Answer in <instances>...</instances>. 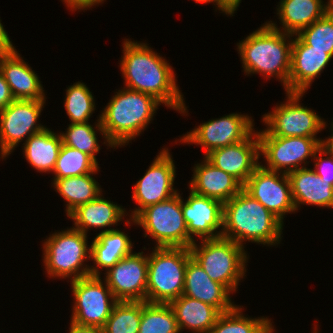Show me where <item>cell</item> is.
Segmentation results:
<instances>
[{"instance_id":"e575fe53","label":"cell","mask_w":333,"mask_h":333,"mask_svg":"<svg viewBox=\"0 0 333 333\" xmlns=\"http://www.w3.org/2000/svg\"><path fill=\"white\" fill-rule=\"evenodd\" d=\"M142 301H118L102 328L103 333H138Z\"/></svg>"},{"instance_id":"ac0fdd59","label":"cell","mask_w":333,"mask_h":333,"mask_svg":"<svg viewBox=\"0 0 333 333\" xmlns=\"http://www.w3.org/2000/svg\"><path fill=\"white\" fill-rule=\"evenodd\" d=\"M205 158L244 185L260 166V143L255 130L246 140L215 149Z\"/></svg>"},{"instance_id":"60d3db41","label":"cell","mask_w":333,"mask_h":333,"mask_svg":"<svg viewBox=\"0 0 333 333\" xmlns=\"http://www.w3.org/2000/svg\"><path fill=\"white\" fill-rule=\"evenodd\" d=\"M242 0H215V11H219V13H224V15H227L232 17L233 14L237 11L240 3ZM221 11V12H220Z\"/></svg>"},{"instance_id":"44dd1931","label":"cell","mask_w":333,"mask_h":333,"mask_svg":"<svg viewBox=\"0 0 333 333\" xmlns=\"http://www.w3.org/2000/svg\"><path fill=\"white\" fill-rule=\"evenodd\" d=\"M0 72L4 75L15 99L46 101V93L39 75L17 50L0 57Z\"/></svg>"},{"instance_id":"5bb4252c","label":"cell","mask_w":333,"mask_h":333,"mask_svg":"<svg viewBox=\"0 0 333 333\" xmlns=\"http://www.w3.org/2000/svg\"><path fill=\"white\" fill-rule=\"evenodd\" d=\"M160 150L144 176L133 185L131 196L138 207L129 210V219L145 207L165 201L179 192L174 187L177 170L173 156L167 147Z\"/></svg>"},{"instance_id":"f546056e","label":"cell","mask_w":333,"mask_h":333,"mask_svg":"<svg viewBox=\"0 0 333 333\" xmlns=\"http://www.w3.org/2000/svg\"><path fill=\"white\" fill-rule=\"evenodd\" d=\"M97 118V122L95 121V124L93 123V125L90 122L70 123L66 128L67 130L59 133L62 137V144L86 153L98 163L96 154H98L101 150V146L97 138L98 132H100L99 134L104 138V142L102 144L104 146L106 145L107 149L115 148L106 139V135L100 123V116Z\"/></svg>"},{"instance_id":"ab89813d","label":"cell","mask_w":333,"mask_h":333,"mask_svg":"<svg viewBox=\"0 0 333 333\" xmlns=\"http://www.w3.org/2000/svg\"><path fill=\"white\" fill-rule=\"evenodd\" d=\"M16 47L13 46L12 40L10 39L8 32L5 30L4 25L0 19V57L6 56L13 53Z\"/></svg>"},{"instance_id":"4316f807","label":"cell","mask_w":333,"mask_h":333,"mask_svg":"<svg viewBox=\"0 0 333 333\" xmlns=\"http://www.w3.org/2000/svg\"><path fill=\"white\" fill-rule=\"evenodd\" d=\"M180 332L191 330L192 333H209L222 314L217 308L185 295L170 303Z\"/></svg>"},{"instance_id":"7402d4cb","label":"cell","mask_w":333,"mask_h":333,"mask_svg":"<svg viewBox=\"0 0 333 333\" xmlns=\"http://www.w3.org/2000/svg\"><path fill=\"white\" fill-rule=\"evenodd\" d=\"M126 211L127 209L122 205L105 199L101 193L94 200L78 206L67 217L74 222L73 228L88 235L87 232L93 228L103 229L99 233L114 230L112 226L116 227L124 220V217L128 215Z\"/></svg>"},{"instance_id":"8992f818","label":"cell","mask_w":333,"mask_h":333,"mask_svg":"<svg viewBox=\"0 0 333 333\" xmlns=\"http://www.w3.org/2000/svg\"><path fill=\"white\" fill-rule=\"evenodd\" d=\"M191 257L209 278L237 292L248 269L249 254L245 247L225 237L197 240L189 248ZM248 254V255H247Z\"/></svg>"},{"instance_id":"6da1fadb","label":"cell","mask_w":333,"mask_h":333,"mask_svg":"<svg viewBox=\"0 0 333 333\" xmlns=\"http://www.w3.org/2000/svg\"><path fill=\"white\" fill-rule=\"evenodd\" d=\"M119 67L124 88L148 94L169 109L187 116L184 95L179 90L174 68L149 44L124 39Z\"/></svg>"},{"instance_id":"2e32d148","label":"cell","mask_w":333,"mask_h":333,"mask_svg":"<svg viewBox=\"0 0 333 333\" xmlns=\"http://www.w3.org/2000/svg\"><path fill=\"white\" fill-rule=\"evenodd\" d=\"M103 274L107 286L118 301H146L147 253L133 251Z\"/></svg>"},{"instance_id":"ba28073f","label":"cell","mask_w":333,"mask_h":333,"mask_svg":"<svg viewBox=\"0 0 333 333\" xmlns=\"http://www.w3.org/2000/svg\"><path fill=\"white\" fill-rule=\"evenodd\" d=\"M180 192L171 198L142 209L133 219L124 220L126 226L138 225L144 237L152 238L155 247L190 248L194 240L188 235L181 209Z\"/></svg>"},{"instance_id":"4fadbf2b","label":"cell","mask_w":333,"mask_h":333,"mask_svg":"<svg viewBox=\"0 0 333 333\" xmlns=\"http://www.w3.org/2000/svg\"><path fill=\"white\" fill-rule=\"evenodd\" d=\"M45 103L40 100L15 99L0 111V159L6 160L20 142H25L46 128L38 120Z\"/></svg>"},{"instance_id":"484cf974","label":"cell","mask_w":333,"mask_h":333,"mask_svg":"<svg viewBox=\"0 0 333 333\" xmlns=\"http://www.w3.org/2000/svg\"><path fill=\"white\" fill-rule=\"evenodd\" d=\"M125 231L116 227L105 233H98L92 240L90 261L91 276H101L103 269L107 272L119 260L133 252V243Z\"/></svg>"},{"instance_id":"7a4b0ae2","label":"cell","mask_w":333,"mask_h":333,"mask_svg":"<svg viewBox=\"0 0 333 333\" xmlns=\"http://www.w3.org/2000/svg\"><path fill=\"white\" fill-rule=\"evenodd\" d=\"M293 35L273 29L267 22L237 43L245 76L276 78L289 92Z\"/></svg>"},{"instance_id":"836d02e7","label":"cell","mask_w":333,"mask_h":333,"mask_svg":"<svg viewBox=\"0 0 333 333\" xmlns=\"http://www.w3.org/2000/svg\"><path fill=\"white\" fill-rule=\"evenodd\" d=\"M98 168L99 164L91 156L62 144L52 174L53 178H67L93 173Z\"/></svg>"},{"instance_id":"d4e9b609","label":"cell","mask_w":333,"mask_h":333,"mask_svg":"<svg viewBox=\"0 0 333 333\" xmlns=\"http://www.w3.org/2000/svg\"><path fill=\"white\" fill-rule=\"evenodd\" d=\"M296 212L301 205L333 208V185L322 180L312 168H300L288 174Z\"/></svg>"},{"instance_id":"9a60e30c","label":"cell","mask_w":333,"mask_h":333,"mask_svg":"<svg viewBox=\"0 0 333 333\" xmlns=\"http://www.w3.org/2000/svg\"><path fill=\"white\" fill-rule=\"evenodd\" d=\"M243 189L283 223L285 215L296 213L288 174L269 171L260 165Z\"/></svg>"},{"instance_id":"ee69618b","label":"cell","mask_w":333,"mask_h":333,"mask_svg":"<svg viewBox=\"0 0 333 333\" xmlns=\"http://www.w3.org/2000/svg\"><path fill=\"white\" fill-rule=\"evenodd\" d=\"M193 1H195V3H197V4H198V3H200V4H201V3H204V4H205V3H207V4H208V3H212V4L214 5V7H215V0H193Z\"/></svg>"},{"instance_id":"4dcf8cb0","label":"cell","mask_w":333,"mask_h":333,"mask_svg":"<svg viewBox=\"0 0 333 333\" xmlns=\"http://www.w3.org/2000/svg\"><path fill=\"white\" fill-rule=\"evenodd\" d=\"M244 307L236 305L232 310L222 313L209 333H274V323L268 317H247ZM272 321V322H271Z\"/></svg>"},{"instance_id":"5b68a950","label":"cell","mask_w":333,"mask_h":333,"mask_svg":"<svg viewBox=\"0 0 333 333\" xmlns=\"http://www.w3.org/2000/svg\"><path fill=\"white\" fill-rule=\"evenodd\" d=\"M88 236L73 227L55 231L42 240V261L47 277L78 280L90 276L91 244Z\"/></svg>"},{"instance_id":"30bf717a","label":"cell","mask_w":333,"mask_h":333,"mask_svg":"<svg viewBox=\"0 0 333 333\" xmlns=\"http://www.w3.org/2000/svg\"><path fill=\"white\" fill-rule=\"evenodd\" d=\"M101 276L71 281L73 297L70 321L102 329L118 300Z\"/></svg>"},{"instance_id":"74e56055","label":"cell","mask_w":333,"mask_h":333,"mask_svg":"<svg viewBox=\"0 0 333 333\" xmlns=\"http://www.w3.org/2000/svg\"><path fill=\"white\" fill-rule=\"evenodd\" d=\"M61 1L64 2V4H66L65 6H67V8L72 12L77 10L78 12L82 10L84 12V10L87 11V9L92 10L94 6H99L104 2H106V0H61Z\"/></svg>"},{"instance_id":"9c48e42d","label":"cell","mask_w":333,"mask_h":333,"mask_svg":"<svg viewBox=\"0 0 333 333\" xmlns=\"http://www.w3.org/2000/svg\"><path fill=\"white\" fill-rule=\"evenodd\" d=\"M285 94L286 101L275 104L272 111L262 115L267 128L257 131V135L318 138L317 134L329 127L328 122L315 110L300 103L304 93Z\"/></svg>"},{"instance_id":"cb8c5ba5","label":"cell","mask_w":333,"mask_h":333,"mask_svg":"<svg viewBox=\"0 0 333 333\" xmlns=\"http://www.w3.org/2000/svg\"><path fill=\"white\" fill-rule=\"evenodd\" d=\"M277 7L280 27L275 21L266 22L273 29L292 35L298 34L330 11L327 2L323 0H280Z\"/></svg>"},{"instance_id":"1f68e13d","label":"cell","mask_w":333,"mask_h":333,"mask_svg":"<svg viewBox=\"0 0 333 333\" xmlns=\"http://www.w3.org/2000/svg\"><path fill=\"white\" fill-rule=\"evenodd\" d=\"M138 333H181L170 304L142 301V316Z\"/></svg>"},{"instance_id":"ffe728a7","label":"cell","mask_w":333,"mask_h":333,"mask_svg":"<svg viewBox=\"0 0 333 333\" xmlns=\"http://www.w3.org/2000/svg\"><path fill=\"white\" fill-rule=\"evenodd\" d=\"M194 164L189 189L198 195L214 198L225 203L237 195L243 185L232 175L215 167L205 157Z\"/></svg>"},{"instance_id":"d590c367","label":"cell","mask_w":333,"mask_h":333,"mask_svg":"<svg viewBox=\"0 0 333 333\" xmlns=\"http://www.w3.org/2000/svg\"><path fill=\"white\" fill-rule=\"evenodd\" d=\"M311 49L326 50L333 57V11L297 34Z\"/></svg>"},{"instance_id":"b9f144b4","label":"cell","mask_w":333,"mask_h":333,"mask_svg":"<svg viewBox=\"0 0 333 333\" xmlns=\"http://www.w3.org/2000/svg\"><path fill=\"white\" fill-rule=\"evenodd\" d=\"M68 333H103L102 329L89 326H81L70 321Z\"/></svg>"},{"instance_id":"52a82bcc","label":"cell","mask_w":333,"mask_h":333,"mask_svg":"<svg viewBox=\"0 0 333 333\" xmlns=\"http://www.w3.org/2000/svg\"><path fill=\"white\" fill-rule=\"evenodd\" d=\"M152 249L148 254L146 302L170 303L183 294L191 253L183 247L154 246Z\"/></svg>"},{"instance_id":"277c9868","label":"cell","mask_w":333,"mask_h":333,"mask_svg":"<svg viewBox=\"0 0 333 333\" xmlns=\"http://www.w3.org/2000/svg\"><path fill=\"white\" fill-rule=\"evenodd\" d=\"M121 88L99 114L106 139L116 149L142 134L161 105L148 94Z\"/></svg>"},{"instance_id":"83f0119b","label":"cell","mask_w":333,"mask_h":333,"mask_svg":"<svg viewBox=\"0 0 333 333\" xmlns=\"http://www.w3.org/2000/svg\"><path fill=\"white\" fill-rule=\"evenodd\" d=\"M22 145L23 157L30 166L37 172L52 174L62 145L60 133L46 127L30 136Z\"/></svg>"},{"instance_id":"f35d334b","label":"cell","mask_w":333,"mask_h":333,"mask_svg":"<svg viewBox=\"0 0 333 333\" xmlns=\"http://www.w3.org/2000/svg\"><path fill=\"white\" fill-rule=\"evenodd\" d=\"M14 100L10 86L0 72V111L8 107Z\"/></svg>"},{"instance_id":"603a6c76","label":"cell","mask_w":333,"mask_h":333,"mask_svg":"<svg viewBox=\"0 0 333 333\" xmlns=\"http://www.w3.org/2000/svg\"><path fill=\"white\" fill-rule=\"evenodd\" d=\"M230 294L224 285L209 278L193 258L188 261L182 295L210 304L224 313L236 306Z\"/></svg>"},{"instance_id":"f1b7e54d","label":"cell","mask_w":333,"mask_h":333,"mask_svg":"<svg viewBox=\"0 0 333 333\" xmlns=\"http://www.w3.org/2000/svg\"><path fill=\"white\" fill-rule=\"evenodd\" d=\"M100 171V167L93 173L67 178H51L54 190L66 201L65 213L68 216L82 204L97 198L103 191L101 185L93 177Z\"/></svg>"},{"instance_id":"d6986e66","label":"cell","mask_w":333,"mask_h":333,"mask_svg":"<svg viewBox=\"0 0 333 333\" xmlns=\"http://www.w3.org/2000/svg\"><path fill=\"white\" fill-rule=\"evenodd\" d=\"M293 37L289 92L307 93L333 57L326 50L311 49L297 34Z\"/></svg>"},{"instance_id":"e0dca14e","label":"cell","mask_w":333,"mask_h":333,"mask_svg":"<svg viewBox=\"0 0 333 333\" xmlns=\"http://www.w3.org/2000/svg\"><path fill=\"white\" fill-rule=\"evenodd\" d=\"M189 192L185 201L181 196V209L188 235L194 241L196 238L199 240L220 237L223 229V203L195 194L191 190Z\"/></svg>"},{"instance_id":"8d00e7d4","label":"cell","mask_w":333,"mask_h":333,"mask_svg":"<svg viewBox=\"0 0 333 333\" xmlns=\"http://www.w3.org/2000/svg\"><path fill=\"white\" fill-rule=\"evenodd\" d=\"M312 160L314 163L313 170L316 174L319 175L322 180L333 185V155L327 153L320 147Z\"/></svg>"},{"instance_id":"d6a6232c","label":"cell","mask_w":333,"mask_h":333,"mask_svg":"<svg viewBox=\"0 0 333 333\" xmlns=\"http://www.w3.org/2000/svg\"><path fill=\"white\" fill-rule=\"evenodd\" d=\"M64 110L71 124L89 122L96 110L95 97L83 82H75L65 90Z\"/></svg>"},{"instance_id":"f6af8a7d","label":"cell","mask_w":333,"mask_h":333,"mask_svg":"<svg viewBox=\"0 0 333 333\" xmlns=\"http://www.w3.org/2000/svg\"><path fill=\"white\" fill-rule=\"evenodd\" d=\"M327 5L330 11H333V0H327Z\"/></svg>"},{"instance_id":"3957f363","label":"cell","mask_w":333,"mask_h":333,"mask_svg":"<svg viewBox=\"0 0 333 333\" xmlns=\"http://www.w3.org/2000/svg\"><path fill=\"white\" fill-rule=\"evenodd\" d=\"M284 223L244 189L223 203L222 237L242 245L246 242L273 247L283 237Z\"/></svg>"},{"instance_id":"bcb514c9","label":"cell","mask_w":333,"mask_h":333,"mask_svg":"<svg viewBox=\"0 0 333 333\" xmlns=\"http://www.w3.org/2000/svg\"><path fill=\"white\" fill-rule=\"evenodd\" d=\"M317 326H319L318 324L316 325V324H314V327H313V333H319V332H317V331H319L318 330V327Z\"/></svg>"},{"instance_id":"7bdbcfd3","label":"cell","mask_w":333,"mask_h":333,"mask_svg":"<svg viewBox=\"0 0 333 333\" xmlns=\"http://www.w3.org/2000/svg\"><path fill=\"white\" fill-rule=\"evenodd\" d=\"M331 131V135L326 137L325 139H321L320 147L325 150L327 153L333 155V120L331 121V125L329 127Z\"/></svg>"},{"instance_id":"8fae6325","label":"cell","mask_w":333,"mask_h":333,"mask_svg":"<svg viewBox=\"0 0 333 333\" xmlns=\"http://www.w3.org/2000/svg\"><path fill=\"white\" fill-rule=\"evenodd\" d=\"M254 125V119L247 113H230L200 123L179 139L176 138L175 143L200 145L205 157L215 149L246 140L255 131Z\"/></svg>"},{"instance_id":"7c38bea8","label":"cell","mask_w":333,"mask_h":333,"mask_svg":"<svg viewBox=\"0 0 333 333\" xmlns=\"http://www.w3.org/2000/svg\"><path fill=\"white\" fill-rule=\"evenodd\" d=\"M260 157L265 161L260 165L269 171L289 174L293 170L309 165L316 151L320 148L322 138L280 137L273 135H258ZM303 164V165H302ZM301 165V166H300Z\"/></svg>"}]
</instances>
